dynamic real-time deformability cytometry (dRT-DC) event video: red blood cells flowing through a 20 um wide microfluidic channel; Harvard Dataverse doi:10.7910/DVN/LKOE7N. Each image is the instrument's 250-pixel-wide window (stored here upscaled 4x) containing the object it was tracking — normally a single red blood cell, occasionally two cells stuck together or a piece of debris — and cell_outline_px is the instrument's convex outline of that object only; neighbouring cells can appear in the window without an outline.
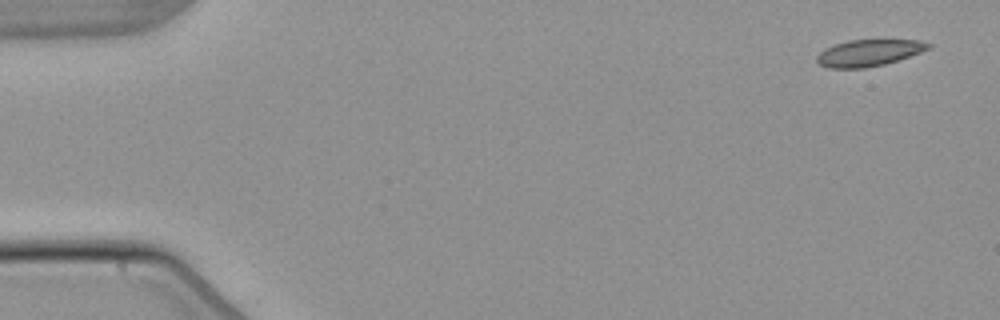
{"species": "common noctule bat (a hibernating species)", "species_latin": "Nyctalus noctula", "temperature_condition": "warm", "stored_images_in_passage": 7, "camera_frame_rate_fps": 3000, "um_per_image_px": 0.085, "animal": {"sex": "male", "body_mass_g": 21.5, "forearm_length_mm": 52.0}, "frame": {"image": 1, "passage_image": 1, "time_ms": 0.0, "image_size_px": [1000, 320], "cell_outline_px": [[932, 44], [928, 48], [920, 52], [884, 64], [864, 68], [828, 68], [820, 64], [816, 60], [816, 56], [824, 48], [848, 40], [920, 40]], "centroid_in_image_um": [73.8, 4.49], "position_along_channel_um": 11.2, "area_um2": 17.05}}
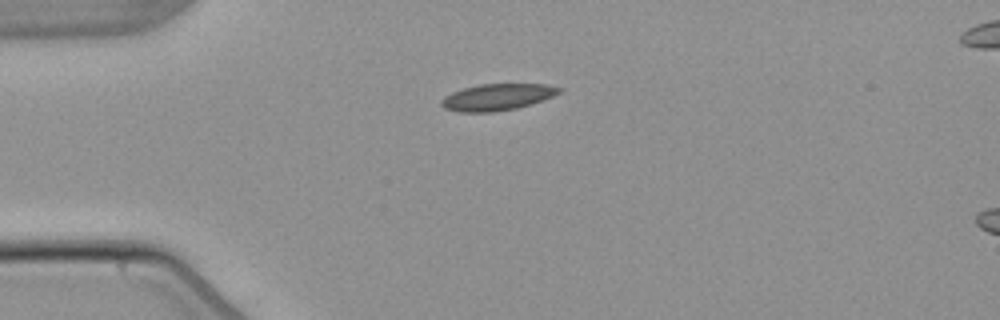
{"frame": {"image": 2, "passage_image": 4, "time_ms": 3.667, "image_size_px": [1000, 320], "cell_outline_px": [[560, 92], [552, 96], [532, 104], [516, 108], [492, 112], [460, 112], [444, 108], [440, 104], [440, 100], [444, 96], [452, 92], [464, 88], [480, 84], [548, 84], [560, 88]], "centroid_in_image_um": [42.23, 8.25], "position_along_channel_um": 42.8, "area_um2": 18.15}}
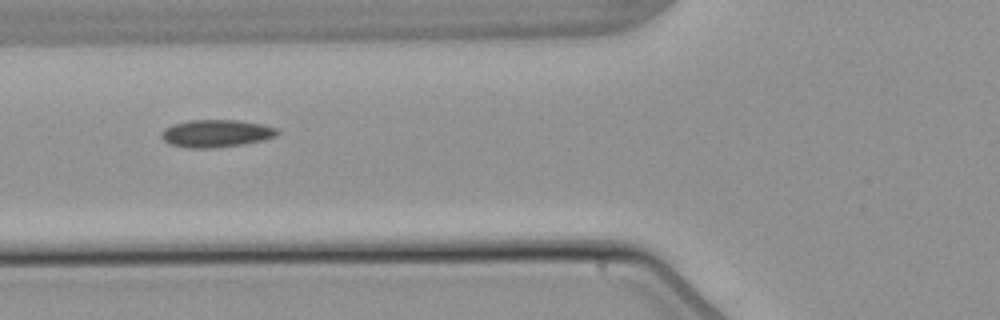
{"frame": {"image": 3, "passage_image": 6, "time_ms": 6.0, "image_size_px": [1000, 320], "cell_outline_px": [[280, 132], [276, 136], [264, 140], [240, 144], [212, 148], [188, 148], [172, 144], [164, 140], [160, 136], [160, 132], [164, 128], [172, 124], [188, 120], [240, 120], [260, 124], [276, 128]], "centroid_in_image_um": [18.35, 11.33], "position_along_channel_um": 107.5, "area_um2": 18.55}}